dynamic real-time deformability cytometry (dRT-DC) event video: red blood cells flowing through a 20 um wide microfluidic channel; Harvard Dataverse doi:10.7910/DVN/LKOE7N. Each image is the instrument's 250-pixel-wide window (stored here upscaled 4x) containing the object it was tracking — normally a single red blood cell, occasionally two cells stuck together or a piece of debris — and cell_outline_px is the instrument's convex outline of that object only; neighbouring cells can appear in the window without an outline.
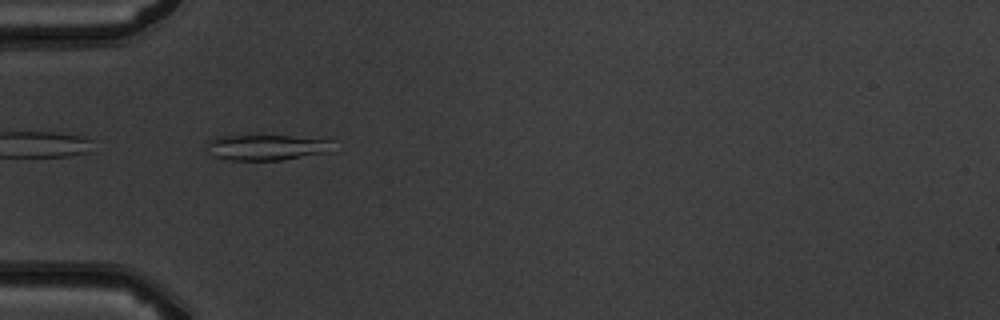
{"species": "common noctule bat (a hibernating species)", "species_latin": "Nyctalus noctula", "temperature_condition": "warm", "stored_images_in_passage": 5, "camera_frame_rate_fps": 3000, "um_per_image_px": 0.085, "animal": {"sex": "male", "body_mass_g": 19.5, "forearm_length_mm": 54.6}, "frame": {"image": 1, "passage_image": 4, "time_ms": 3.667, "image_size_px": [1000, 320], "cell_outline_px": [[336, 136], [324, 152], [280, 160], [228, 160], [212, 156], [208, 144], [208, 140], [216, 136], [236, 132], [248, 132]], "centroid_in_image_um": [22.68, 12.4], "position_along_channel_um": 62.3, "area_um2": 20.81}}
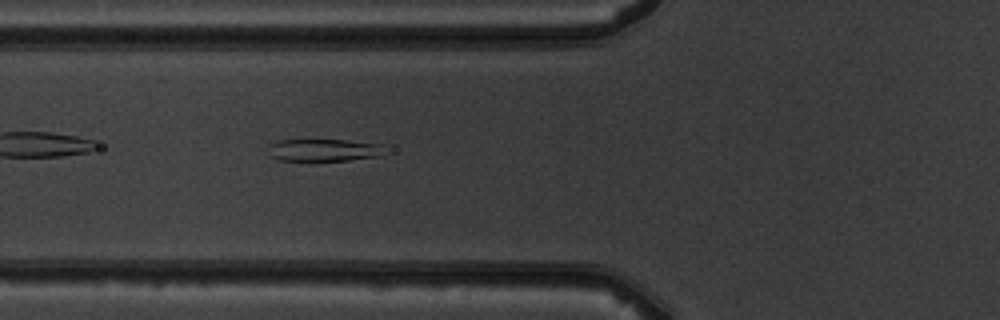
{"frame": {"image": 2, "passage_image": 5, "time_ms": 4.667, "image_size_px": [1000, 320], "cell_outline_px": [[388, 156], [312, 164], [280, 160], [272, 156], [268, 144], [276, 140], [348, 140], [388, 144]], "centroid_in_image_um": [27.69, 12.8], "position_along_channel_um": 98.1, "area_um2": 16.7}}